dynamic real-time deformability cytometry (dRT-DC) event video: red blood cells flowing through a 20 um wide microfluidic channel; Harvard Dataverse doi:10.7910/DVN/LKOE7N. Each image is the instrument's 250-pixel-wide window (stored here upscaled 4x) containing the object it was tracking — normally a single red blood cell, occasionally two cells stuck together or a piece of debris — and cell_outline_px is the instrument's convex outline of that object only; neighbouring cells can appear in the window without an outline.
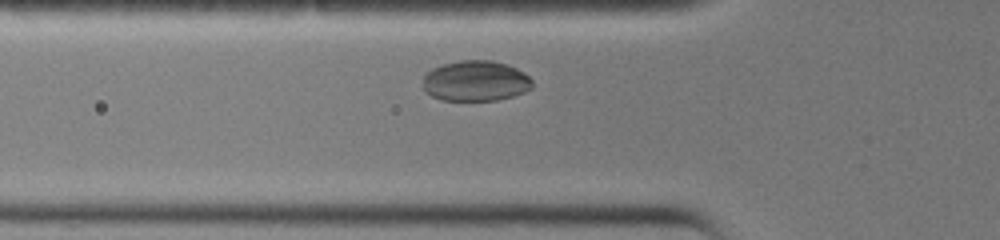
{"species": "common noctule bat (a hibernating species)", "species_latin": "Nyctalus noctula", "temperature_condition": "warm", "stored_images_in_passage": 24, "camera_frame_rate_fps": 3000, "um_per_image_px": 0.085, "animal": {"sex": "female", "body_mass_g": 19.0, "forearm_length_mm": 51.5}, "frame": {"image": 1, "passage_image": 5, "time_ms": 1.333, "image_size_px": [1000, 240], "cell_outline_px": [[532, 88], [524, 92], [512, 96], [496, 100], [440, 100], [424, 92], [424, 76], [432, 68], [444, 64], [460, 60], [492, 60], [508, 64], [524, 72], [532, 80]], "centroid_in_image_um": [40.43, 6.87], "position_along_channel_um": 85.4, "area_um2": 25.89}}
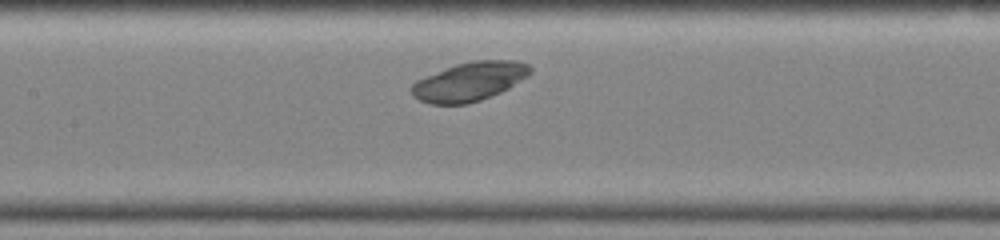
{"frame": {"image": 2, "passage_image": 10, "time_ms": 3.0, "image_size_px": [1000, 240], "cell_outline_px": [[532, 72], [528, 76], [508, 88], [500, 92], [480, 100], [468, 104], [428, 104], [412, 96], [408, 88], [416, 80], [456, 64], [472, 60], [512, 60], [528, 64], [532, 68]], "centroid_in_image_um": [39.88, 6.93], "position_along_channel_um": 167.5, "area_um2": 26.93}}
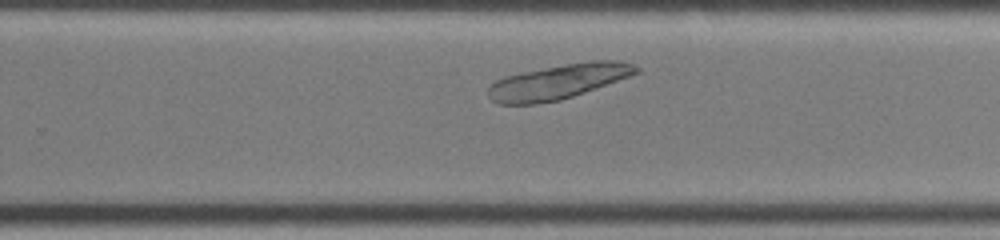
{"frame": {"image": 3, "passage_image": 17, "time_ms": 5.333, "image_size_px": [1000, 240], "cell_outline_px": [[640, 72], [584, 92], [560, 100], [536, 104], [496, 104], [488, 96], [488, 88], [496, 80], [504, 76], [564, 64], [592, 60], [620, 60], [636, 64], [640, 68]], "centroid_in_image_um": [47.47, 6.93], "position_along_channel_um": 282.3, "area_um2": 29.88}}